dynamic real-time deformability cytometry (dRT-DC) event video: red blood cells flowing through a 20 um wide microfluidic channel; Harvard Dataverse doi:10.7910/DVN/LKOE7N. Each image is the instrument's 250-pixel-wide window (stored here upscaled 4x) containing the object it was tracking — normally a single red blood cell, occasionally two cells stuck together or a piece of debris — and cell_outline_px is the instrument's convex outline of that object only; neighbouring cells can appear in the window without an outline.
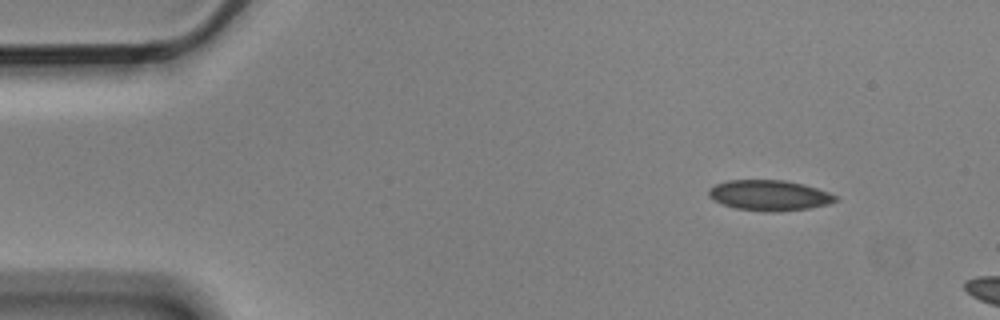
{"species": "Egyptian fruit bat (a non-hibernating species)", "species_latin": "Rousettus aegyptiacus", "temperature_condition": "cold", "stored_images_in_passage": 3, "camera_frame_rate_fps": 3000, "um_per_image_px": 0.085, "animal": {"sex": "male"}, "frame": {"image": 1, "passage_image": 1, "time_ms": 0.0, "image_size_px": [1000, 320], "cell_outline_px": [[840, 200], [828, 204], [808, 208], [780, 212], [764, 212], [736, 208], [712, 200], [708, 196], [708, 188], [716, 184], [728, 180], [784, 180], [804, 184], [828, 192], [836, 196]], "centroid_in_image_um": [65.38, 16.61], "position_along_channel_um": 19.6, "area_um2": 22.66}}